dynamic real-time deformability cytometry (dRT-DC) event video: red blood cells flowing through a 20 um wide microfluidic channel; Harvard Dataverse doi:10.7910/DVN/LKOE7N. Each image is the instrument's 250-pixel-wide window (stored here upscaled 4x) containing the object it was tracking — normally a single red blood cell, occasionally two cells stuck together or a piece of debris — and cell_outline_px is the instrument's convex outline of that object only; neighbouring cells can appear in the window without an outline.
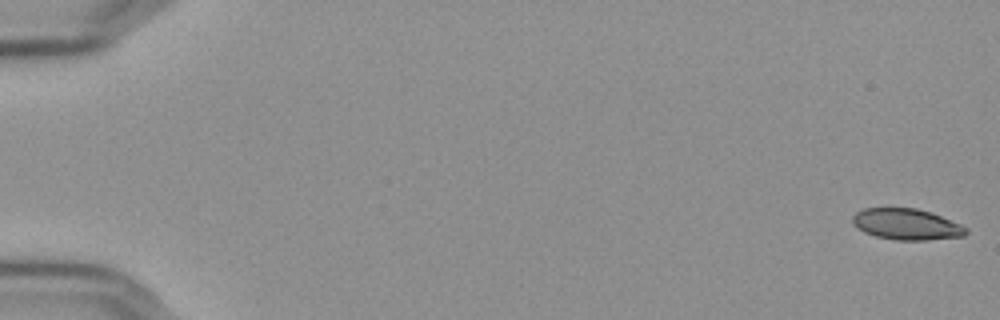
{"species": "Egyptian fruit bat (a non-hibernating species)", "species_latin": "Rousettus aegyptiacus", "temperature_condition": "cold", "stored_images_in_passage": 57, "camera_frame_rate_fps": 3000, "um_per_image_px": 0.085, "frame": {"image": 1, "passage_image": 1, "time_ms": 0.0, "image_size_px": [1000, 320], "cell_outline_px": [[968, 232], [964, 236], [924, 240], [896, 240], [876, 236], [864, 232], [852, 224], [852, 216], [856, 212], [864, 208], [916, 208], [932, 212], [960, 224], [968, 228]], "centroid_in_image_um": [77.05, 19.06], "position_along_channel_um": 7.9, "area_um2": 20.63}}
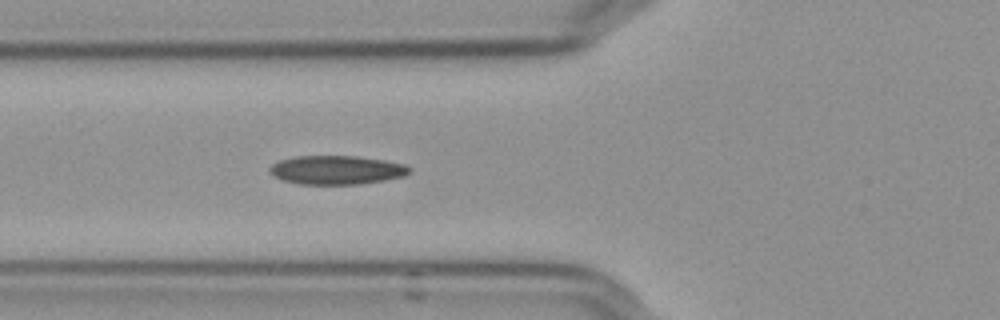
{"frame": {"image": 2, "passage_image": 22, "time_ms": 7.0, "image_size_px": [1000, 320], "cell_outline_px": [[412, 172], [404, 176], [384, 180], [360, 184], [300, 184], [284, 180], [272, 176], [268, 172], [268, 168], [272, 164], [280, 160], [296, 156], [356, 156], [384, 160], [404, 164], [412, 168]], "centroid_in_image_um": [28.61, 14.45], "position_along_channel_um": 97.2, "area_um2": 23.58}}
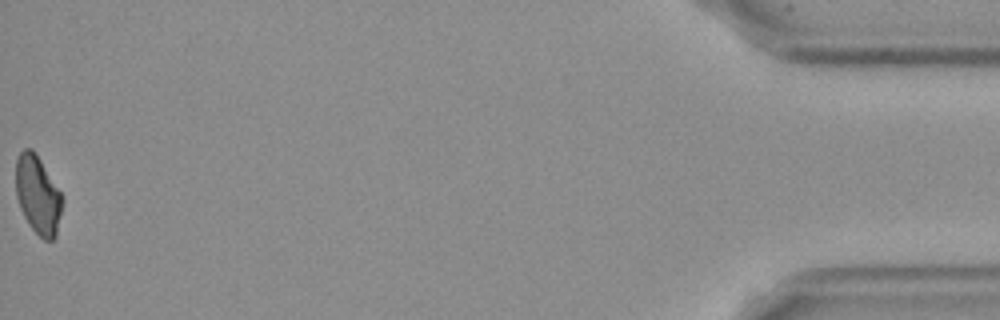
{"frame": {"image": 3, "passage_image": 57, "time_ms": 18.667, "image_size_px": [1000, 320], "cell_outline_px": [[64, 200], [56, 236], [52, 240], [44, 240], [28, 224], [20, 208], [16, 196], [16, 160], [20, 152], [24, 148], [32, 148], [36, 152], [60, 192]], "centroid_in_image_um": [3.22, 16.56], "position_along_channel_um": 432.0, "area_um2": 21.27}, "authors_computed_cell_mechanics": {"area_um2": 22.4264, "velocity_mm_per_s": 3.6424, "shape_relaxation_time_tau1_ms": null, "shape_relaxation_time_tau2_ms": 9.8108, "deformation_change_tau1": null, "deformation_change_tau2": 0.1574}}